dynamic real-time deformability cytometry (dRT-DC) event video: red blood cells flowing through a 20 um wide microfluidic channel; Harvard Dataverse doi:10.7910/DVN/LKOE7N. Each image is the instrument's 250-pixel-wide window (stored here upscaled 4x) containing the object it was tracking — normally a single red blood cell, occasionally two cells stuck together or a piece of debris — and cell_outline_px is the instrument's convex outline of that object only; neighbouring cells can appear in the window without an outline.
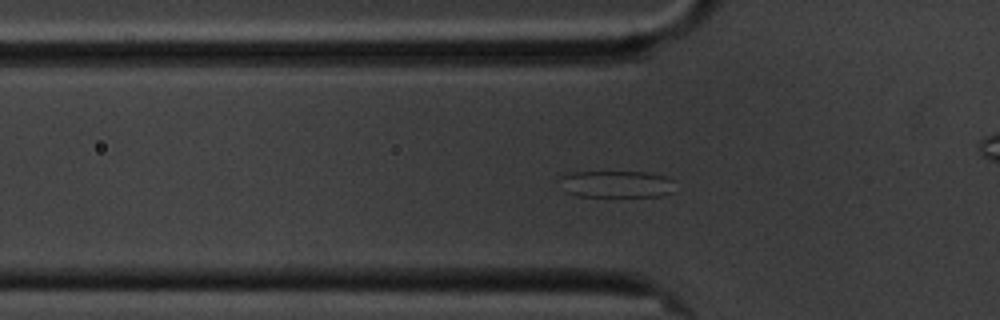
{"species": "common noctule bat (a hibernating species)", "species_latin": "Nyctalus noctula", "temperature_condition": "cold", "stored_images_in_passage": 59, "camera_frame_rate_fps": 3000, "um_per_image_px": 0.085, "animal": {"sex": "male", "body_mass_g": 20.1, "forearm_length_mm": 53.5}, "frame": {"image": 1, "passage_image": 18, "time_ms": 5.667, "image_size_px": [1000, 320], "cell_outline_px": [[676, 180], [672, 192], [660, 196], [576, 196], [564, 192], [560, 176], [572, 172], [648, 172], [668, 176]], "centroid_in_image_um": [52.44, 15.64], "position_along_channel_um": 73.4, "area_um2": 18.32}}
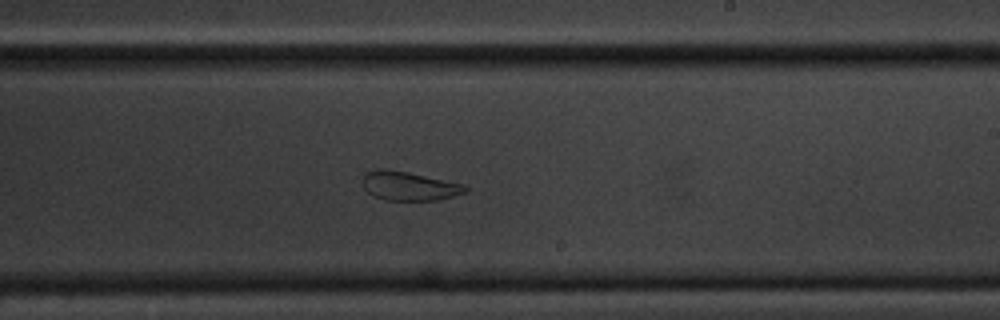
{"frame": {"image": 2, "passage_image": 34, "time_ms": 11.0, "image_size_px": [1000, 320], "cell_outline_px": [[468, 192], [440, 200], [384, 200], [372, 196], [364, 188], [364, 172], [376, 168], [384, 168], [408, 172], [464, 184], [468, 188]], "centroid_in_image_um": [34.77, 15.81], "position_along_channel_um": 254.2, "area_um2": 17.51}}
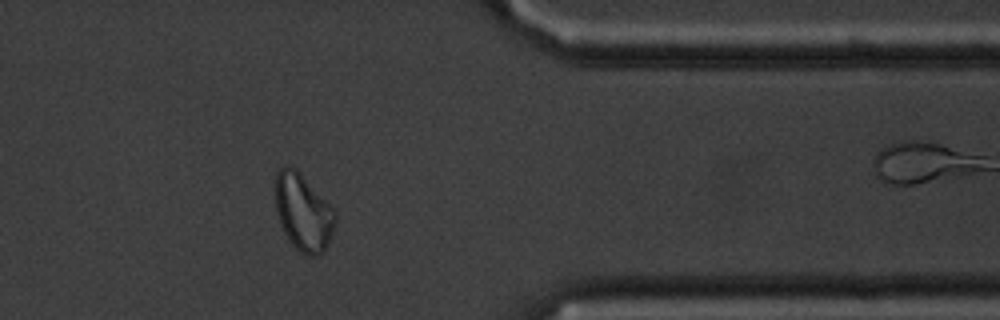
{"frame": {"image": 3, "passage_image": 47, "time_ms": 15.333, "image_size_px": [1000, 320], "cell_outline_px": [[336, 220], [328, 244], [316, 256], [308, 256], [300, 252], [292, 244], [284, 232], [280, 224], [276, 212], [276, 172], [280, 168], [296, 168], [336, 212]], "centroid_in_image_um": [25.77, 18.07], "position_along_channel_um": 385.6, "area_um2": 26.3}, "authors_computed_cell_mechanics": {"area_um2": 25.6632, "velocity_mm_per_s": 3.3836, "shape_relaxation_time_tau1_ms": null, "shape_relaxation_time_tau2_ms": 1.5049, "deformation_change_tau1": null, "deformation_change_tau2": 0.0872}}